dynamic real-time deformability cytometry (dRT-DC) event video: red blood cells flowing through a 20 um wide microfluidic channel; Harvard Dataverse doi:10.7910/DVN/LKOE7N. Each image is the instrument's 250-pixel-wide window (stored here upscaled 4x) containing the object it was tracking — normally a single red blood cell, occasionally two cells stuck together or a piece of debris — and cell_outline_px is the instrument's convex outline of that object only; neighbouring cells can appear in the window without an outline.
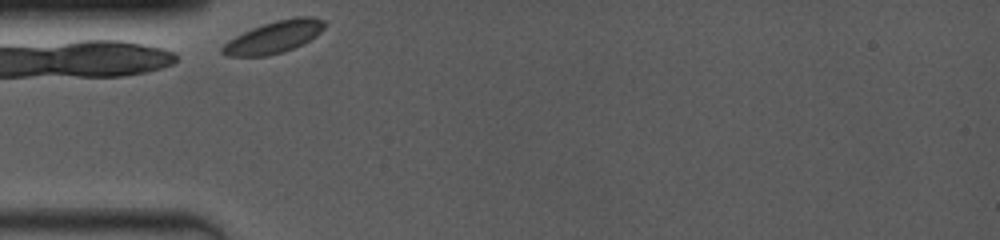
{"species": "common noctule bat (a hibernating species)", "species_latin": "Nyctalus noctula", "temperature_condition": "room temperature", "stored_images_in_passage": 22, "camera_frame_rate_fps": 4000, "um_per_image_px": 0.085, "animal": {"sex": "female", "body_mass_g": 19.0, "forearm_length_mm": 53.3}, "frame": {"image": 1, "passage_image": 1, "time_ms": 0.0, "image_size_px": [1000, 240], "cell_outline_px": [[324, 28], [316, 36], [304, 44], [284, 52], [268, 56], [228, 56], [220, 52], [220, 48], [228, 40], [252, 28], [276, 20], [296, 16], [312, 16], [324, 20]], "centroid_in_image_um": [23.3, 3.15], "position_along_channel_um": 61.7, "area_um2": 19.19}}
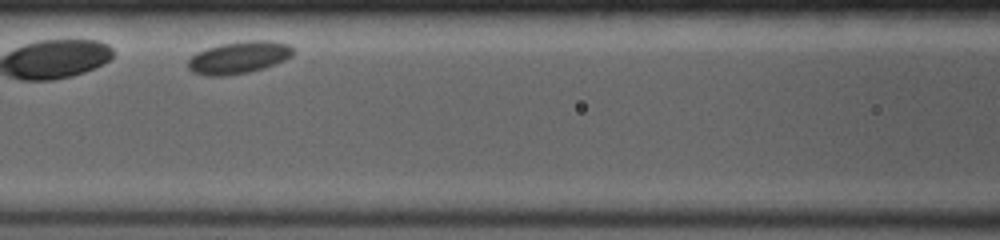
{"frame": {"image": 2, "passage_image": 13, "time_ms": 2.5, "image_size_px": [1000, 240], "cell_outline_px": [[292, 56], [276, 64], [264, 68], [248, 72], [224, 76], [204, 76], [192, 72], [188, 68], [188, 60], [196, 52], [220, 44], [244, 40], [272, 40], [292, 44]], "centroid_in_image_um": [20.31, 4.88], "position_along_channel_um": 146.3, "area_um2": 20.0}}
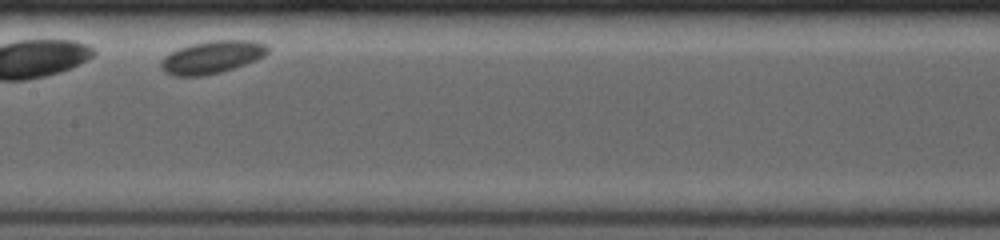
{"frame": {"image": 3, "passage_image": 21, "time_ms": 3.75, "image_size_px": [1000, 240], "cell_outline_px": [[268, 52], [264, 56], [256, 60], [220, 72], [204, 76], [172, 76], [164, 72], [160, 68], [160, 60], [164, 56], [180, 48], [192, 44], [212, 40], [252, 40], [268, 44]], "centroid_in_image_um": [18.01, 4.86], "position_along_channel_um": 189.4, "area_um2": 20.35}}